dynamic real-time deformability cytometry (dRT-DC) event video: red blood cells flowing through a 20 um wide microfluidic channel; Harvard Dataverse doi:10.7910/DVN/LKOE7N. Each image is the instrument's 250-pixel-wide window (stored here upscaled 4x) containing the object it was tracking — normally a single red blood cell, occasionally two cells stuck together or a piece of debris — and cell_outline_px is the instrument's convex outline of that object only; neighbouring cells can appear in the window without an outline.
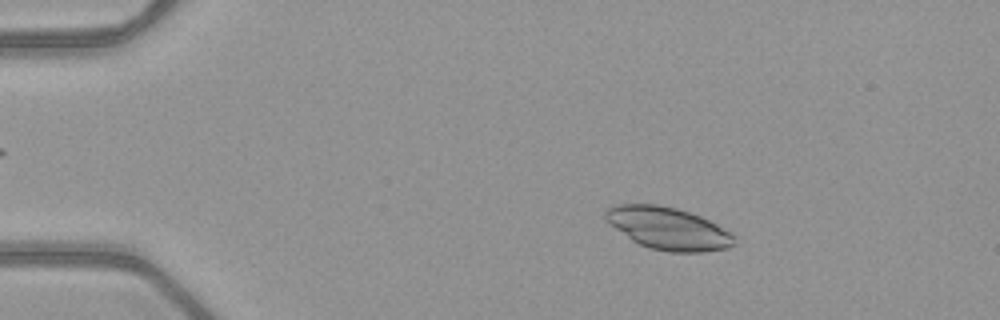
{"species": "common noctule bat (a hibernating species)", "species_latin": "Nyctalus noctula", "temperature_condition": "warm", "stored_images_in_passage": 50, "camera_frame_rate_fps": 3000, "um_per_image_px": 0.085, "animal": {"sex": "female", "body_mass_g": 21.9}, "frame": {"image": 1, "passage_image": 7, "time_ms": 2.0, "image_size_px": [1000, 320], "cell_outline_px": [[736, 244], [728, 248], [704, 252], [672, 252], [648, 248], [632, 240], [608, 224], [604, 220], [604, 212], [608, 208], [616, 204], [656, 204], [676, 208], [700, 216], [732, 232], [736, 236]], "centroid_in_image_um": [56.8, 19.42], "position_along_channel_um": 28.2, "area_um2": 32.02}}
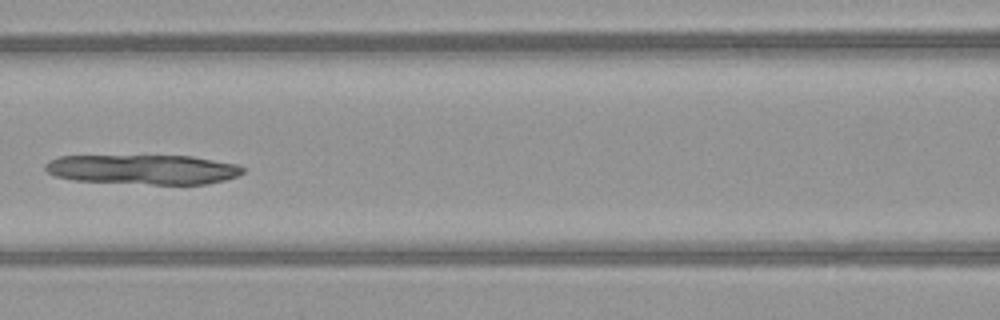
{"frame": {"image": 2, "passage_image": 22, "time_ms": 7.0, "image_size_px": [1000, 320], "cell_outline_px": [[244, 172], [236, 176], [224, 180], [208, 184], [152, 184], [72, 180], [56, 176], [48, 172], [44, 168], [44, 164], [48, 160], [60, 156], [192, 156], [236, 164], [244, 168]], "centroid_in_image_um": [12.15, 14.4], "position_along_channel_um": 154.5, "area_um2": 34.1}}